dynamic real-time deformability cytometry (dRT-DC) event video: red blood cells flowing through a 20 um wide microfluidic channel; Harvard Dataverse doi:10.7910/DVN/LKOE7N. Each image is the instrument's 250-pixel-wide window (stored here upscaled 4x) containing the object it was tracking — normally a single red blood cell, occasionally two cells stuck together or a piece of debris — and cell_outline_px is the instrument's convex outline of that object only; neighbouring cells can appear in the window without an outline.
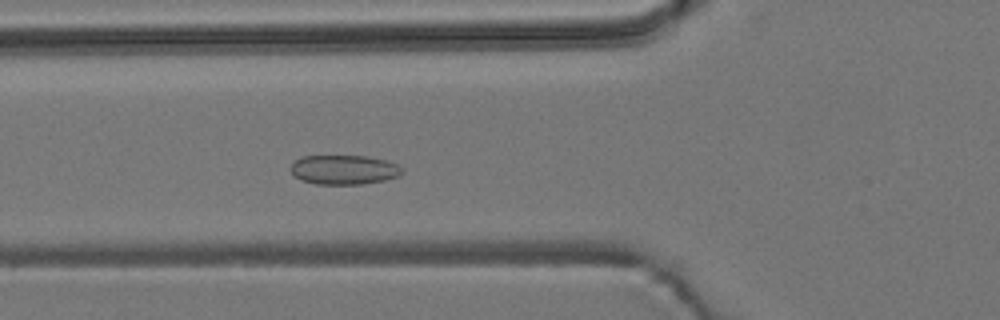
{"species": "common noctule bat (a hibernating species)", "species_latin": "Nyctalus noctula", "temperature_condition": "room temperature", "stored_images_in_passage": 50, "camera_frame_rate_fps": 3000, "um_per_image_px": 0.085, "animal": {"sex": "male", "body_mass_g": 19.2, "forearm_length_mm": 51.8}, "frame": {"image": 1, "passage_image": 16, "time_ms": 5.0, "image_size_px": [1000, 320], "cell_outline_px": [[404, 172], [400, 176], [384, 180], [360, 184], [316, 184], [300, 180], [292, 176], [288, 168], [296, 160], [304, 156], [368, 156], [388, 160], [404, 168]], "centroid_in_image_um": [29.24, 14.43], "position_along_channel_um": 96.6, "area_um2": 19.42}}
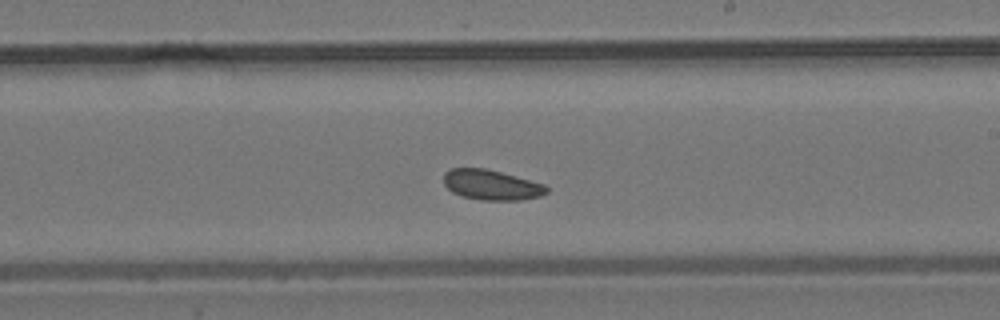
{"frame": {"image": 2, "passage_image": 28, "time_ms": 9.0, "image_size_px": [1000, 320], "cell_outline_px": [[548, 192], [540, 196], [520, 200], [480, 200], [460, 196], [452, 192], [444, 184], [444, 172], [452, 168], [484, 168], [500, 172], [544, 184], [548, 188]], "centroid_in_image_um": [41.74, 15.72], "position_along_channel_um": 247.3, "area_um2": 18.03}}
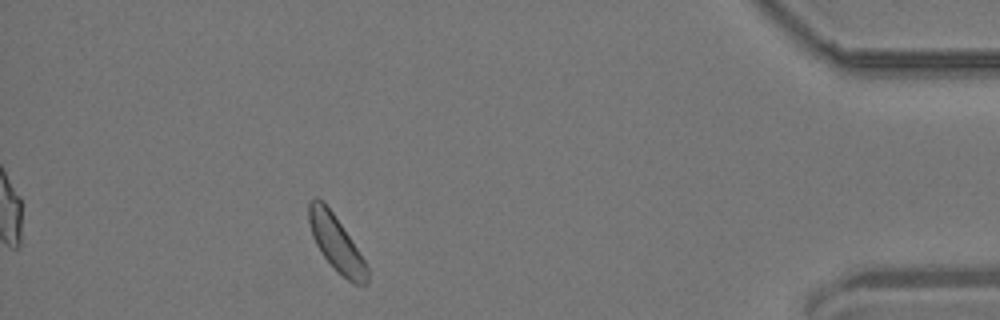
{"frame": {"image": 3, "passage_image": 45, "time_ms": 14.667, "image_size_px": [1000, 320], "cell_outline_px": [[368, 284], [352, 284], [336, 272], [324, 256], [316, 244], [312, 236], [308, 220], [308, 204], [316, 196], [324, 200], [368, 264]], "centroid_in_image_um": [28.58, 20.69], "position_along_channel_um": 406.6, "area_um2": 19.07}, "authors_computed_cell_mechanics": {"area_um2": 18.9873, "velocity_mm_per_s": 3.7614, "shape_relaxation_time_tau1_ms": null, "shape_relaxation_time_tau2_ms": 5.0248, "deformation_change_tau1": null, "deformation_change_tau2": 0.0857}}